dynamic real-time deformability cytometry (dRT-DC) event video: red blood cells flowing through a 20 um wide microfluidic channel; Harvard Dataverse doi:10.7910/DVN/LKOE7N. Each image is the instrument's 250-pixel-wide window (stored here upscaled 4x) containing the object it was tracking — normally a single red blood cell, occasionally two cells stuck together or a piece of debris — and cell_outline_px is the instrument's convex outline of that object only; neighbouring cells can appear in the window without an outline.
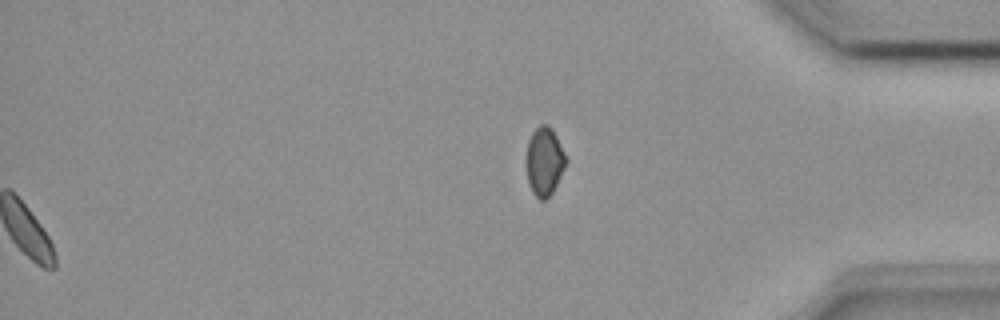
{"species": "common noctule bat (a hibernating species)", "species_latin": "Nyctalus noctula", "temperature_condition": "room temperature", "stored_images_in_passage": 48, "segment_of_instrument_passage": [2, 2], "camera_frame_rate_fps": 3000, "um_per_image_px": 0.085, "animal": {"sex": "female", "body_mass_g": 18.4}, "frame": {"image": 1, "passage_image": 48, "time_ms": 15.667, "image_size_px": [1000, 320], "cell_outline_px": [[568, 160], [552, 192], [544, 200], [540, 200], [532, 192], [528, 180], [524, 164], [524, 156], [528, 140], [532, 132], [540, 124], [548, 124], [552, 128]], "centroid_in_image_um": [46.23, 13.68], "position_along_channel_um": 389.0, "area_um2": 16.07}}